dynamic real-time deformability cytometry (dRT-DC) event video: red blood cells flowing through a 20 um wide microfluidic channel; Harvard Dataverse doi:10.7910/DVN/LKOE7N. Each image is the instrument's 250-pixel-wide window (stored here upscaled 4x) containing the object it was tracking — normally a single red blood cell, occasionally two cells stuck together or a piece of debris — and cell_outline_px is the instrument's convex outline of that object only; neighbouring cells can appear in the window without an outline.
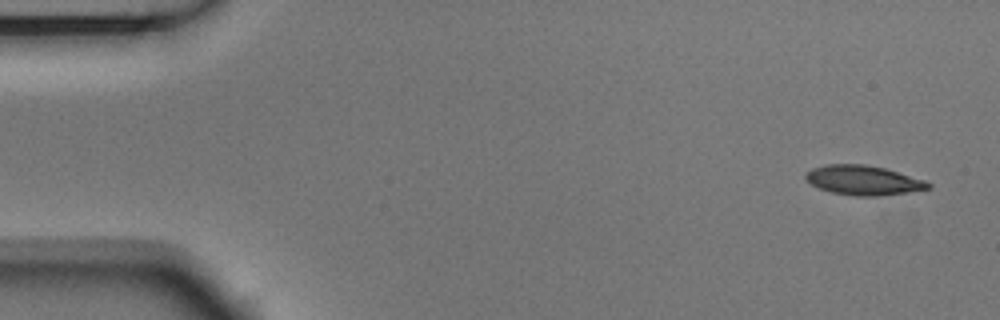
{"species": "Egyptian fruit bat (a non-hibernating species)", "species_latin": "Rousettus aegyptiacus", "temperature_condition": "room temperature", "stored_images_in_passage": 4, "camera_frame_rate_fps": 3000, "um_per_image_px": 0.085, "animal": {"sex": "male"}, "frame": {"image": 1, "passage_image": 1, "time_ms": 0.0, "image_size_px": [1000, 320], "cell_outline_px": [[932, 188], [908, 192], [876, 196], [856, 196], [832, 192], [820, 188], [812, 184], [804, 176], [804, 172], [812, 168], [824, 164], [864, 164], [884, 168], [924, 180], [932, 184]], "centroid_in_image_um": [73.37, 15.31], "position_along_channel_um": 11.6, "area_um2": 20.98}}